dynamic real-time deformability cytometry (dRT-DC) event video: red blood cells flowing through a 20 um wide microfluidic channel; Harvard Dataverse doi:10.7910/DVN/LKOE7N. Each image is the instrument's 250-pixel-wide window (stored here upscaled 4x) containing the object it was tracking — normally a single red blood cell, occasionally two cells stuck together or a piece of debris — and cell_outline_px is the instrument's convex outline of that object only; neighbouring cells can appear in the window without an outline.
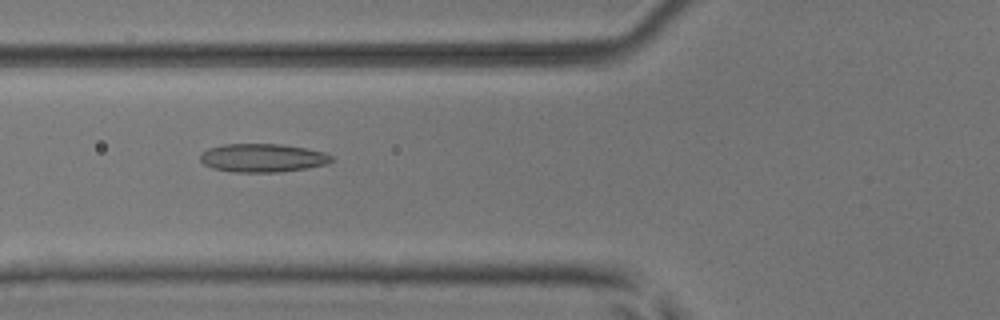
{"species": "common noctule bat (a hibernating species)", "species_latin": "Nyctalus noctula", "temperature_condition": "room temperature", "stored_images_in_passage": 9, "camera_frame_rate_fps": 3000, "um_per_image_px": 0.085, "animal": {"sex": "male", "body_mass_g": 17.9, "forearm_length_mm": 54.2}, "frame": {"image": 1, "passage_image": 5, "time_ms": 1.333, "image_size_px": [1000, 320], "cell_outline_px": [[332, 160], [328, 164], [308, 168], [280, 172], [232, 172], [212, 168], [204, 164], [200, 160], [200, 156], [208, 148], [224, 144], [280, 144], [308, 148], [324, 152], [332, 156]], "centroid_in_image_um": [22.34, 13.42], "position_along_channel_um": 103.5, "area_um2": 21.85}}
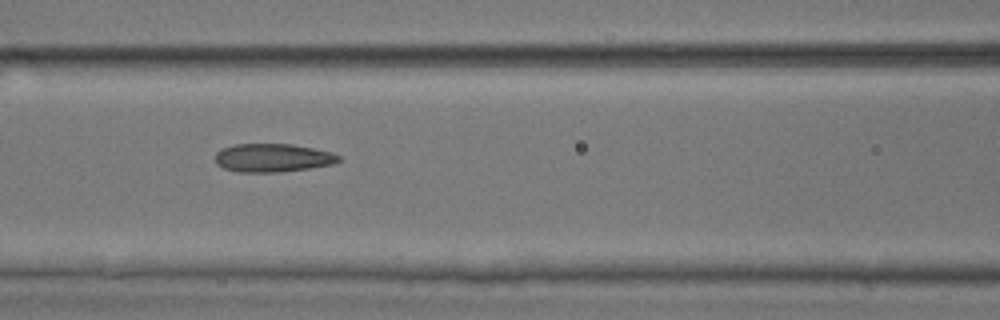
{"frame": {"image": 2, "passage_image": 8, "time_ms": 2.333, "image_size_px": [1000, 320], "cell_outline_px": [[340, 160], [332, 164], [308, 168], [280, 172], [236, 172], [224, 168], [216, 164], [216, 152], [220, 148], [236, 144], [292, 144], [332, 152], [340, 156]], "centroid_in_image_um": [23.15, 13.41], "position_along_channel_um": 143.5, "area_um2": 20.4}}